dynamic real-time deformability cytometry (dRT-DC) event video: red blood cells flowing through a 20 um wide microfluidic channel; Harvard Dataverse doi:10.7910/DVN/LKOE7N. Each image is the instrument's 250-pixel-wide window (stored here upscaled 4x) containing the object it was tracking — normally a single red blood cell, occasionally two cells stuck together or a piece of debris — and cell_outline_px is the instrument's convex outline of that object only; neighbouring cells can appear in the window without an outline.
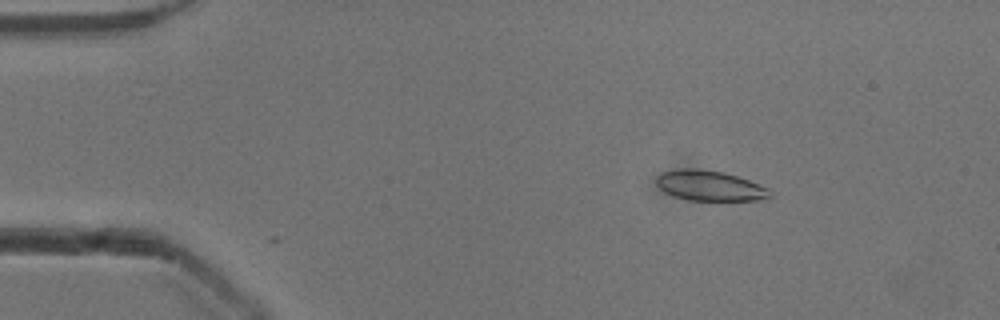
{"species": "common noctule bat (a hibernating species)", "species_latin": "Nyctalus noctula", "temperature_condition": "cold", "stored_images_in_passage": 6, "camera_frame_rate_fps": 3000, "um_per_image_px": 0.085, "animal": {"sex": "male", "body_mass_g": 13.3}, "frame": {"image": 1, "passage_image": 6, "time_ms": 1.667, "image_size_px": [1000, 320], "cell_outline_px": [[772, 196], [756, 200], [688, 200], [672, 196], [664, 192], [656, 184], [656, 176], [660, 172], [680, 168], [696, 168], [724, 172], [748, 180], [768, 188], [772, 192]], "centroid_in_image_um": [60.27, 15.77], "position_along_channel_um": 24.7, "area_um2": 20.11}}